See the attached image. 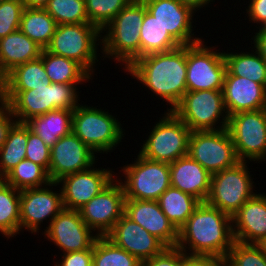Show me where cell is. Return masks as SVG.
<instances>
[{
    "label": "cell",
    "instance_id": "obj_42",
    "mask_svg": "<svg viewBox=\"0 0 266 266\" xmlns=\"http://www.w3.org/2000/svg\"><path fill=\"white\" fill-rule=\"evenodd\" d=\"M143 266H183V251L177 246L166 247L161 253L145 260Z\"/></svg>",
    "mask_w": 266,
    "mask_h": 266
},
{
    "label": "cell",
    "instance_id": "obj_11",
    "mask_svg": "<svg viewBox=\"0 0 266 266\" xmlns=\"http://www.w3.org/2000/svg\"><path fill=\"white\" fill-rule=\"evenodd\" d=\"M227 130L240 161L265 162L266 108L232 114L228 118Z\"/></svg>",
    "mask_w": 266,
    "mask_h": 266
},
{
    "label": "cell",
    "instance_id": "obj_27",
    "mask_svg": "<svg viewBox=\"0 0 266 266\" xmlns=\"http://www.w3.org/2000/svg\"><path fill=\"white\" fill-rule=\"evenodd\" d=\"M40 58L52 83H83L93 77L75 60L58 56L43 49Z\"/></svg>",
    "mask_w": 266,
    "mask_h": 266
},
{
    "label": "cell",
    "instance_id": "obj_6",
    "mask_svg": "<svg viewBox=\"0 0 266 266\" xmlns=\"http://www.w3.org/2000/svg\"><path fill=\"white\" fill-rule=\"evenodd\" d=\"M102 31L90 23L58 25L51 42L45 48L48 52L75 60L93 75Z\"/></svg>",
    "mask_w": 266,
    "mask_h": 266
},
{
    "label": "cell",
    "instance_id": "obj_37",
    "mask_svg": "<svg viewBox=\"0 0 266 266\" xmlns=\"http://www.w3.org/2000/svg\"><path fill=\"white\" fill-rule=\"evenodd\" d=\"M44 9L58 25L89 23L85 0H49Z\"/></svg>",
    "mask_w": 266,
    "mask_h": 266
},
{
    "label": "cell",
    "instance_id": "obj_30",
    "mask_svg": "<svg viewBox=\"0 0 266 266\" xmlns=\"http://www.w3.org/2000/svg\"><path fill=\"white\" fill-rule=\"evenodd\" d=\"M255 53V54H254ZM223 52L226 70L238 77L262 84L266 88V60L255 49V52Z\"/></svg>",
    "mask_w": 266,
    "mask_h": 266
},
{
    "label": "cell",
    "instance_id": "obj_12",
    "mask_svg": "<svg viewBox=\"0 0 266 266\" xmlns=\"http://www.w3.org/2000/svg\"><path fill=\"white\" fill-rule=\"evenodd\" d=\"M201 41L186 45L187 91L223 90L226 63L223 52Z\"/></svg>",
    "mask_w": 266,
    "mask_h": 266
},
{
    "label": "cell",
    "instance_id": "obj_5",
    "mask_svg": "<svg viewBox=\"0 0 266 266\" xmlns=\"http://www.w3.org/2000/svg\"><path fill=\"white\" fill-rule=\"evenodd\" d=\"M121 123L108 111L78 105L72 114V132L95 153L113 151L124 137Z\"/></svg>",
    "mask_w": 266,
    "mask_h": 266
},
{
    "label": "cell",
    "instance_id": "obj_41",
    "mask_svg": "<svg viewBox=\"0 0 266 266\" xmlns=\"http://www.w3.org/2000/svg\"><path fill=\"white\" fill-rule=\"evenodd\" d=\"M51 148L28 127L26 159L44 167L49 172Z\"/></svg>",
    "mask_w": 266,
    "mask_h": 266
},
{
    "label": "cell",
    "instance_id": "obj_35",
    "mask_svg": "<svg viewBox=\"0 0 266 266\" xmlns=\"http://www.w3.org/2000/svg\"><path fill=\"white\" fill-rule=\"evenodd\" d=\"M3 180L19 191L43 187L51 182L48 171L28 159H23Z\"/></svg>",
    "mask_w": 266,
    "mask_h": 266
},
{
    "label": "cell",
    "instance_id": "obj_51",
    "mask_svg": "<svg viewBox=\"0 0 266 266\" xmlns=\"http://www.w3.org/2000/svg\"><path fill=\"white\" fill-rule=\"evenodd\" d=\"M258 27L259 30L256 33H266V21L261 26Z\"/></svg>",
    "mask_w": 266,
    "mask_h": 266
},
{
    "label": "cell",
    "instance_id": "obj_25",
    "mask_svg": "<svg viewBox=\"0 0 266 266\" xmlns=\"http://www.w3.org/2000/svg\"><path fill=\"white\" fill-rule=\"evenodd\" d=\"M43 48L20 30L0 39V80L14 68L40 58Z\"/></svg>",
    "mask_w": 266,
    "mask_h": 266
},
{
    "label": "cell",
    "instance_id": "obj_3",
    "mask_svg": "<svg viewBox=\"0 0 266 266\" xmlns=\"http://www.w3.org/2000/svg\"><path fill=\"white\" fill-rule=\"evenodd\" d=\"M82 83H46L31 90H1V99L9 104L19 123L57 109L74 110L79 105L77 85Z\"/></svg>",
    "mask_w": 266,
    "mask_h": 266
},
{
    "label": "cell",
    "instance_id": "obj_44",
    "mask_svg": "<svg viewBox=\"0 0 266 266\" xmlns=\"http://www.w3.org/2000/svg\"><path fill=\"white\" fill-rule=\"evenodd\" d=\"M16 122L9 104L0 98V148L6 141L9 130Z\"/></svg>",
    "mask_w": 266,
    "mask_h": 266
},
{
    "label": "cell",
    "instance_id": "obj_29",
    "mask_svg": "<svg viewBox=\"0 0 266 266\" xmlns=\"http://www.w3.org/2000/svg\"><path fill=\"white\" fill-rule=\"evenodd\" d=\"M58 24L44 8L25 7L19 30L43 49L51 42Z\"/></svg>",
    "mask_w": 266,
    "mask_h": 266
},
{
    "label": "cell",
    "instance_id": "obj_32",
    "mask_svg": "<svg viewBox=\"0 0 266 266\" xmlns=\"http://www.w3.org/2000/svg\"><path fill=\"white\" fill-rule=\"evenodd\" d=\"M27 140L28 126L25 123L16 122L0 148V179H3L23 159H26Z\"/></svg>",
    "mask_w": 266,
    "mask_h": 266
},
{
    "label": "cell",
    "instance_id": "obj_46",
    "mask_svg": "<svg viewBox=\"0 0 266 266\" xmlns=\"http://www.w3.org/2000/svg\"><path fill=\"white\" fill-rule=\"evenodd\" d=\"M246 9L248 21L262 25L266 21V0H250Z\"/></svg>",
    "mask_w": 266,
    "mask_h": 266
},
{
    "label": "cell",
    "instance_id": "obj_1",
    "mask_svg": "<svg viewBox=\"0 0 266 266\" xmlns=\"http://www.w3.org/2000/svg\"><path fill=\"white\" fill-rule=\"evenodd\" d=\"M153 94L164 99L172 111L187 92L186 45L167 52L142 56L125 70Z\"/></svg>",
    "mask_w": 266,
    "mask_h": 266
},
{
    "label": "cell",
    "instance_id": "obj_38",
    "mask_svg": "<svg viewBox=\"0 0 266 266\" xmlns=\"http://www.w3.org/2000/svg\"><path fill=\"white\" fill-rule=\"evenodd\" d=\"M128 4L127 0H85L89 23L102 30Z\"/></svg>",
    "mask_w": 266,
    "mask_h": 266
},
{
    "label": "cell",
    "instance_id": "obj_48",
    "mask_svg": "<svg viewBox=\"0 0 266 266\" xmlns=\"http://www.w3.org/2000/svg\"><path fill=\"white\" fill-rule=\"evenodd\" d=\"M183 5L189 6L194 12L209 5L213 0H179Z\"/></svg>",
    "mask_w": 266,
    "mask_h": 266
},
{
    "label": "cell",
    "instance_id": "obj_36",
    "mask_svg": "<svg viewBox=\"0 0 266 266\" xmlns=\"http://www.w3.org/2000/svg\"><path fill=\"white\" fill-rule=\"evenodd\" d=\"M93 266H143V263L106 236H98L93 244Z\"/></svg>",
    "mask_w": 266,
    "mask_h": 266
},
{
    "label": "cell",
    "instance_id": "obj_23",
    "mask_svg": "<svg viewBox=\"0 0 266 266\" xmlns=\"http://www.w3.org/2000/svg\"><path fill=\"white\" fill-rule=\"evenodd\" d=\"M234 240L256 244L266 237V194H255L232 216Z\"/></svg>",
    "mask_w": 266,
    "mask_h": 266
},
{
    "label": "cell",
    "instance_id": "obj_15",
    "mask_svg": "<svg viewBox=\"0 0 266 266\" xmlns=\"http://www.w3.org/2000/svg\"><path fill=\"white\" fill-rule=\"evenodd\" d=\"M57 185L58 182L51 181L43 187L25 189L20 192V231L27 229L36 234L43 221L50 218L48 220L50 225L51 221L64 209L61 188L59 191H52V186Z\"/></svg>",
    "mask_w": 266,
    "mask_h": 266
},
{
    "label": "cell",
    "instance_id": "obj_50",
    "mask_svg": "<svg viewBox=\"0 0 266 266\" xmlns=\"http://www.w3.org/2000/svg\"><path fill=\"white\" fill-rule=\"evenodd\" d=\"M256 245L266 255V237L262 238Z\"/></svg>",
    "mask_w": 266,
    "mask_h": 266
},
{
    "label": "cell",
    "instance_id": "obj_20",
    "mask_svg": "<svg viewBox=\"0 0 266 266\" xmlns=\"http://www.w3.org/2000/svg\"><path fill=\"white\" fill-rule=\"evenodd\" d=\"M116 246L137 257L142 263L161 253L167 246L125 214L106 235Z\"/></svg>",
    "mask_w": 266,
    "mask_h": 266
},
{
    "label": "cell",
    "instance_id": "obj_33",
    "mask_svg": "<svg viewBox=\"0 0 266 266\" xmlns=\"http://www.w3.org/2000/svg\"><path fill=\"white\" fill-rule=\"evenodd\" d=\"M52 83L41 58L26 62L10 71L1 81V90H31Z\"/></svg>",
    "mask_w": 266,
    "mask_h": 266
},
{
    "label": "cell",
    "instance_id": "obj_18",
    "mask_svg": "<svg viewBox=\"0 0 266 266\" xmlns=\"http://www.w3.org/2000/svg\"><path fill=\"white\" fill-rule=\"evenodd\" d=\"M94 151L73 132L61 137L51 147L49 177L58 182L63 177L84 171L96 164Z\"/></svg>",
    "mask_w": 266,
    "mask_h": 266
},
{
    "label": "cell",
    "instance_id": "obj_43",
    "mask_svg": "<svg viewBox=\"0 0 266 266\" xmlns=\"http://www.w3.org/2000/svg\"><path fill=\"white\" fill-rule=\"evenodd\" d=\"M93 250L64 253L62 260L55 262L54 266H91Z\"/></svg>",
    "mask_w": 266,
    "mask_h": 266
},
{
    "label": "cell",
    "instance_id": "obj_14",
    "mask_svg": "<svg viewBox=\"0 0 266 266\" xmlns=\"http://www.w3.org/2000/svg\"><path fill=\"white\" fill-rule=\"evenodd\" d=\"M115 179L79 210L82 220L98 236H106L124 215V188Z\"/></svg>",
    "mask_w": 266,
    "mask_h": 266
},
{
    "label": "cell",
    "instance_id": "obj_2",
    "mask_svg": "<svg viewBox=\"0 0 266 266\" xmlns=\"http://www.w3.org/2000/svg\"><path fill=\"white\" fill-rule=\"evenodd\" d=\"M234 241L232 217L201 202L179 228L177 247L184 253L213 255L225 260Z\"/></svg>",
    "mask_w": 266,
    "mask_h": 266
},
{
    "label": "cell",
    "instance_id": "obj_22",
    "mask_svg": "<svg viewBox=\"0 0 266 266\" xmlns=\"http://www.w3.org/2000/svg\"><path fill=\"white\" fill-rule=\"evenodd\" d=\"M222 92L228 116L266 108V88L262 84L231 75L227 70Z\"/></svg>",
    "mask_w": 266,
    "mask_h": 266
},
{
    "label": "cell",
    "instance_id": "obj_26",
    "mask_svg": "<svg viewBox=\"0 0 266 266\" xmlns=\"http://www.w3.org/2000/svg\"><path fill=\"white\" fill-rule=\"evenodd\" d=\"M72 114L73 110L57 109L25 124L51 148L57 140L72 132Z\"/></svg>",
    "mask_w": 266,
    "mask_h": 266
},
{
    "label": "cell",
    "instance_id": "obj_49",
    "mask_svg": "<svg viewBox=\"0 0 266 266\" xmlns=\"http://www.w3.org/2000/svg\"><path fill=\"white\" fill-rule=\"evenodd\" d=\"M27 8H44L49 0H22Z\"/></svg>",
    "mask_w": 266,
    "mask_h": 266
},
{
    "label": "cell",
    "instance_id": "obj_7",
    "mask_svg": "<svg viewBox=\"0 0 266 266\" xmlns=\"http://www.w3.org/2000/svg\"><path fill=\"white\" fill-rule=\"evenodd\" d=\"M172 112L191 132L222 130L228 125L222 90L187 91Z\"/></svg>",
    "mask_w": 266,
    "mask_h": 266
},
{
    "label": "cell",
    "instance_id": "obj_13",
    "mask_svg": "<svg viewBox=\"0 0 266 266\" xmlns=\"http://www.w3.org/2000/svg\"><path fill=\"white\" fill-rule=\"evenodd\" d=\"M188 155L211 175L240 162L227 128L191 132Z\"/></svg>",
    "mask_w": 266,
    "mask_h": 266
},
{
    "label": "cell",
    "instance_id": "obj_10",
    "mask_svg": "<svg viewBox=\"0 0 266 266\" xmlns=\"http://www.w3.org/2000/svg\"><path fill=\"white\" fill-rule=\"evenodd\" d=\"M154 125L138 153L168 164L188 154L191 130L172 111H165Z\"/></svg>",
    "mask_w": 266,
    "mask_h": 266
},
{
    "label": "cell",
    "instance_id": "obj_28",
    "mask_svg": "<svg viewBox=\"0 0 266 266\" xmlns=\"http://www.w3.org/2000/svg\"><path fill=\"white\" fill-rule=\"evenodd\" d=\"M180 44L165 30L145 6V14L140 29V57L167 52Z\"/></svg>",
    "mask_w": 266,
    "mask_h": 266
},
{
    "label": "cell",
    "instance_id": "obj_40",
    "mask_svg": "<svg viewBox=\"0 0 266 266\" xmlns=\"http://www.w3.org/2000/svg\"><path fill=\"white\" fill-rule=\"evenodd\" d=\"M24 8L22 0H0V39L19 30Z\"/></svg>",
    "mask_w": 266,
    "mask_h": 266
},
{
    "label": "cell",
    "instance_id": "obj_9",
    "mask_svg": "<svg viewBox=\"0 0 266 266\" xmlns=\"http://www.w3.org/2000/svg\"><path fill=\"white\" fill-rule=\"evenodd\" d=\"M135 159L120 170L125 179H120L125 200L157 201L171 186L169 164L145 158L140 153Z\"/></svg>",
    "mask_w": 266,
    "mask_h": 266
},
{
    "label": "cell",
    "instance_id": "obj_34",
    "mask_svg": "<svg viewBox=\"0 0 266 266\" xmlns=\"http://www.w3.org/2000/svg\"><path fill=\"white\" fill-rule=\"evenodd\" d=\"M20 192L0 179V232L7 239L20 233Z\"/></svg>",
    "mask_w": 266,
    "mask_h": 266
},
{
    "label": "cell",
    "instance_id": "obj_47",
    "mask_svg": "<svg viewBox=\"0 0 266 266\" xmlns=\"http://www.w3.org/2000/svg\"><path fill=\"white\" fill-rule=\"evenodd\" d=\"M253 40L254 49L266 60V33H255L251 38Z\"/></svg>",
    "mask_w": 266,
    "mask_h": 266
},
{
    "label": "cell",
    "instance_id": "obj_17",
    "mask_svg": "<svg viewBox=\"0 0 266 266\" xmlns=\"http://www.w3.org/2000/svg\"><path fill=\"white\" fill-rule=\"evenodd\" d=\"M94 167L67 175L58 181L62 191L64 209L80 210L116 177L112 169Z\"/></svg>",
    "mask_w": 266,
    "mask_h": 266
},
{
    "label": "cell",
    "instance_id": "obj_16",
    "mask_svg": "<svg viewBox=\"0 0 266 266\" xmlns=\"http://www.w3.org/2000/svg\"><path fill=\"white\" fill-rule=\"evenodd\" d=\"M44 230V236L63 254L93 250L98 237L82 220L79 210L63 209Z\"/></svg>",
    "mask_w": 266,
    "mask_h": 266
},
{
    "label": "cell",
    "instance_id": "obj_8",
    "mask_svg": "<svg viewBox=\"0 0 266 266\" xmlns=\"http://www.w3.org/2000/svg\"><path fill=\"white\" fill-rule=\"evenodd\" d=\"M247 161L211 175L210 192L206 203L232 217L252 196L254 181Z\"/></svg>",
    "mask_w": 266,
    "mask_h": 266
},
{
    "label": "cell",
    "instance_id": "obj_24",
    "mask_svg": "<svg viewBox=\"0 0 266 266\" xmlns=\"http://www.w3.org/2000/svg\"><path fill=\"white\" fill-rule=\"evenodd\" d=\"M171 186L205 202L211 184V174L188 154L169 164Z\"/></svg>",
    "mask_w": 266,
    "mask_h": 266
},
{
    "label": "cell",
    "instance_id": "obj_4",
    "mask_svg": "<svg viewBox=\"0 0 266 266\" xmlns=\"http://www.w3.org/2000/svg\"><path fill=\"white\" fill-rule=\"evenodd\" d=\"M145 14L144 3H129L103 28L102 57L115 59L126 69L140 58V29ZM104 31V32H103Z\"/></svg>",
    "mask_w": 266,
    "mask_h": 266
},
{
    "label": "cell",
    "instance_id": "obj_45",
    "mask_svg": "<svg viewBox=\"0 0 266 266\" xmlns=\"http://www.w3.org/2000/svg\"><path fill=\"white\" fill-rule=\"evenodd\" d=\"M183 266H224V260L213 255L188 254L183 252Z\"/></svg>",
    "mask_w": 266,
    "mask_h": 266
},
{
    "label": "cell",
    "instance_id": "obj_52",
    "mask_svg": "<svg viewBox=\"0 0 266 266\" xmlns=\"http://www.w3.org/2000/svg\"><path fill=\"white\" fill-rule=\"evenodd\" d=\"M128 3H144L145 0H127Z\"/></svg>",
    "mask_w": 266,
    "mask_h": 266
},
{
    "label": "cell",
    "instance_id": "obj_39",
    "mask_svg": "<svg viewBox=\"0 0 266 266\" xmlns=\"http://www.w3.org/2000/svg\"><path fill=\"white\" fill-rule=\"evenodd\" d=\"M224 266H266V255L256 244L234 241Z\"/></svg>",
    "mask_w": 266,
    "mask_h": 266
},
{
    "label": "cell",
    "instance_id": "obj_31",
    "mask_svg": "<svg viewBox=\"0 0 266 266\" xmlns=\"http://www.w3.org/2000/svg\"><path fill=\"white\" fill-rule=\"evenodd\" d=\"M158 203L162 212L179 230L201 203L190 194L170 186L159 198Z\"/></svg>",
    "mask_w": 266,
    "mask_h": 266
},
{
    "label": "cell",
    "instance_id": "obj_21",
    "mask_svg": "<svg viewBox=\"0 0 266 266\" xmlns=\"http://www.w3.org/2000/svg\"><path fill=\"white\" fill-rule=\"evenodd\" d=\"M124 214L167 247L177 246L178 229L162 212L158 201L125 200Z\"/></svg>",
    "mask_w": 266,
    "mask_h": 266
},
{
    "label": "cell",
    "instance_id": "obj_19",
    "mask_svg": "<svg viewBox=\"0 0 266 266\" xmlns=\"http://www.w3.org/2000/svg\"><path fill=\"white\" fill-rule=\"evenodd\" d=\"M147 11L167 30L180 45H191L201 41L193 37L194 11L179 0H145Z\"/></svg>",
    "mask_w": 266,
    "mask_h": 266
}]
</instances>
